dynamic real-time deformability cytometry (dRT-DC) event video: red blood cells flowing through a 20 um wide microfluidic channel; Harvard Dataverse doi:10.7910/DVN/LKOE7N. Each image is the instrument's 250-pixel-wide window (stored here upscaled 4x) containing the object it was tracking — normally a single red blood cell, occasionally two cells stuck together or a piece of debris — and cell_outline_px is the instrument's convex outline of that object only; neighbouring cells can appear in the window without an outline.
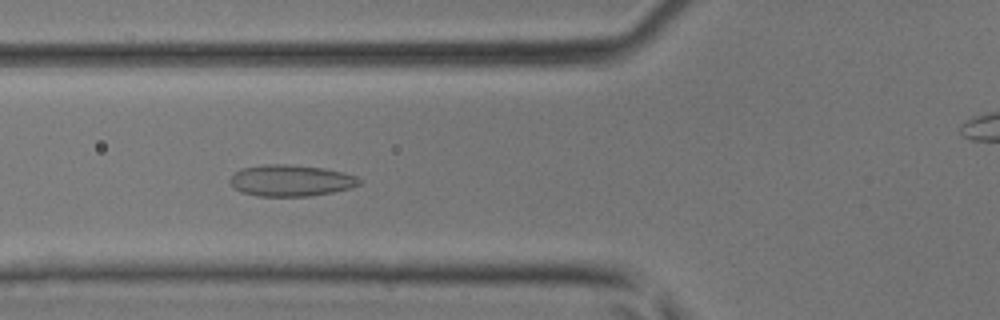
{"species": "common noctule bat (a hibernating species)", "species_latin": "Nyctalus noctula", "temperature_condition": "room temperature", "stored_images_in_passage": 47, "camera_frame_rate_fps": 3000, "um_per_image_px": 0.085, "animal": {"sex": "male", "body_mass_g": 17.9, "forearm_length_mm": 54.2}, "frame": {"image": 1, "passage_image": 18, "time_ms": 5.667, "image_size_px": [1000, 320], "cell_outline_px": [[360, 184], [352, 188], [332, 192], [308, 196], [256, 196], [244, 192], [236, 188], [228, 180], [240, 168], [264, 164], [284, 164], [324, 168], [344, 172], [356, 176], [360, 180]], "centroid_in_image_um": [24.74, 15.34], "position_along_channel_um": 101.1, "area_um2": 23.58}}
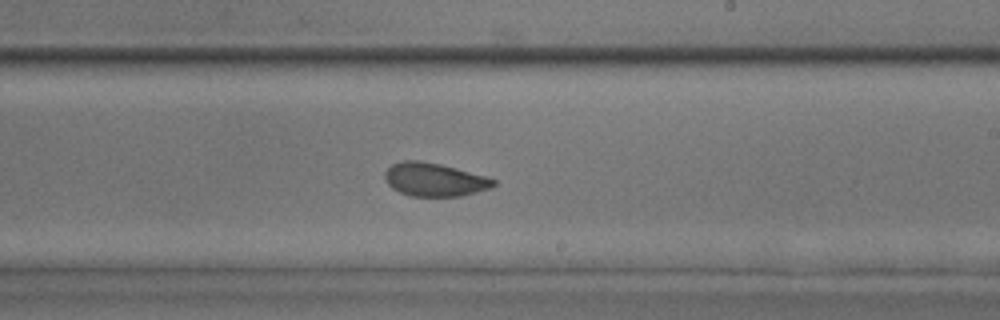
{"frame": {"image": 2, "passage_image": 28, "time_ms": 9.0, "image_size_px": [1000, 320], "cell_outline_px": [[496, 184], [492, 188], [460, 196], [412, 196], [400, 192], [392, 188], [388, 184], [384, 176], [384, 172], [392, 164], [400, 160], [420, 160], [440, 164], [488, 176], [496, 180]], "centroid_in_image_um": [36.94, 15.25], "position_along_channel_um": 252.1, "area_um2": 21.27}}
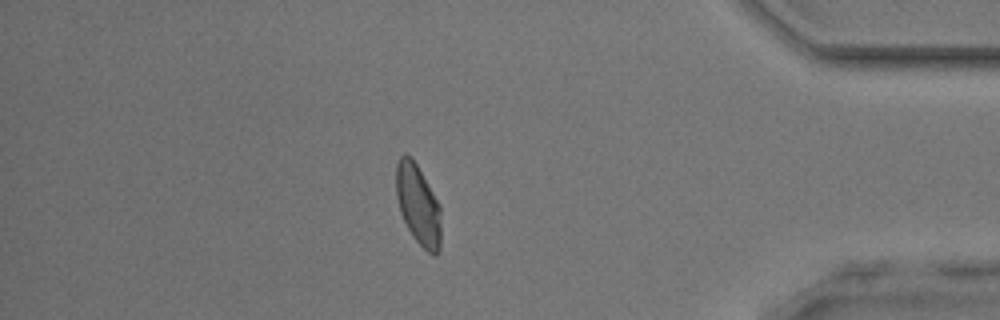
{"frame": {"image": 3, "passage_image": 40, "time_ms": 13.0, "image_size_px": [1000, 320], "cell_outline_px": [[440, 248], [436, 256], [432, 256], [412, 236], [400, 212], [396, 196], [396, 164], [400, 156], [404, 152], [412, 156], [440, 204]], "centroid_in_image_um": [35.53, 17.37], "position_along_channel_um": 399.7, "area_um2": 21.15}}